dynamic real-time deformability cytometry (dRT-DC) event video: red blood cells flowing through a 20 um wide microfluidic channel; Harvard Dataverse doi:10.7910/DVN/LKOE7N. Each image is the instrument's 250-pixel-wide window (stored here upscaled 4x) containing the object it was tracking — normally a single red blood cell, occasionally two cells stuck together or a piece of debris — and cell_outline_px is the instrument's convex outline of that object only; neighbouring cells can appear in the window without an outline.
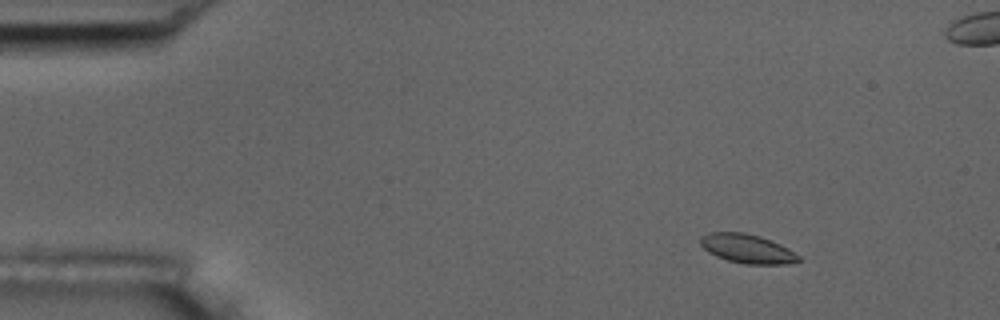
{"species": "common noctule bat (a hibernating species)", "species_latin": "Nyctalus noctula", "temperature_condition": "room temperature", "stored_images_in_passage": 51, "camera_frame_rate_fps": 3000, "um_per_image_px": 0.085, "animal": {"sex": "male", "body_mass_g": 17.5, "forearm_length_mm": 52.3}, "frame": {"image": 1, "passage_image": 1, "time_ms": 0.0, "image_size_px": [1000, 320], "cell_outline_px": [[800, 260], [788, 264], [744, 264], [728, 260], [716, 256], [708, 252], [700, 244], [700, 236], [708, 232], [744, 232], [760, 236], [780, 244], [788, 248], [800, 256]], "centroid_in_image_um": [63.5, 21.13], "position_along_channel_um": 21.5, "area_um2": 16.65}}
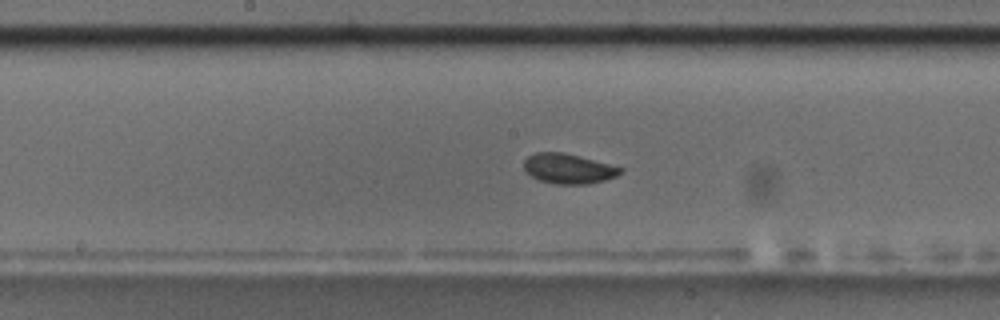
{"frame": {"image": 2, "passage_image": 23, "time_ms": 7.333, "image_size_px": [1000, 320], "cell_outline_px": [[624, 168], [616, 176], [604, 180], [588, 184], [556, 184], [540, 180], [532, 176], [524, 168], [524, 160], [528, 156], [536, 152], [564, 152], [580, 156]], "centroid_in_image_um": [48.31, 14.33], "position_along_channel_um": 199.9, "area_um2": 16.7}}
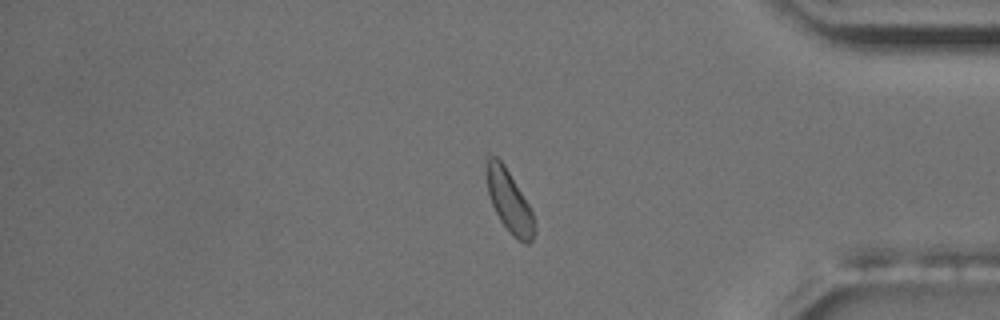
{"frame": {"image": 3, "passage_image": 41, "time_ms": 13.333, "image_size_px": [1000, 320], "cell_outline_px": [[536, 232], [532, 240], [528, 244], [524, 244], [512, 236], [500, 220], [492, 204], [488, 192], [484, 172], [484, 168], [488, 156], [496, 156], [504, 164], [528, 204], [532, 212]], "centroid_in_image_um": [43.26, 17.1], "position_along_channel_um": 391.9, "area_um2": 17.4}, "authors_computed_cell_mechanics": {"area_um2": 17.051, "velocity_mm_per_s": 3.5882, "shape_relaxation_time_tau1_ms": 3.9743, "shape_relaxation_time_tau2_ms": null, "deformation_change_tau1": 0.0985, "deformation_change_tau2": null}}